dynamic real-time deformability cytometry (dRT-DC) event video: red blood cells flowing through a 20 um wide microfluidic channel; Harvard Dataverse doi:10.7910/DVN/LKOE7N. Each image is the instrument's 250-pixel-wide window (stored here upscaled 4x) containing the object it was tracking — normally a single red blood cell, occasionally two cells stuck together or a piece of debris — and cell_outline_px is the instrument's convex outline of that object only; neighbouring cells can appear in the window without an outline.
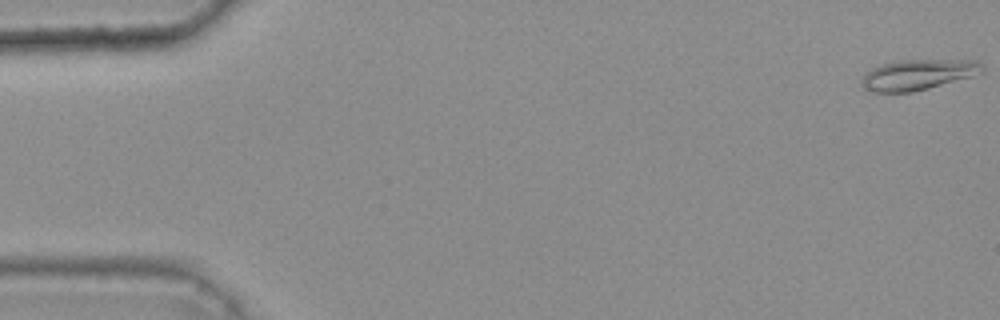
{"species": "common noctule bat (a hibernating species)", "species_latin": "Nyctalus noctula", "temperature_condition": "warm", "stored_images_in_passage": 49, "camera_frame_rate_fps": 3000, "um_per_image_px": 0.085, "animal": {"sex": "female", "body_mass_g": 25.1}, "frame": {"image": 1, "passage_image": 1, "time_ms": 0.0, "image_size_px": [1000, 320], "cell_outline_px": [[984, 72], [972, 76], [928, 88], [912, 92], [872, 92], [860, 84], [860, 80], [864, 72], [880, 64], [900, 60], [976, 60], [984, 68]], "centroid_in_image_um": [77.98, 6.34], "position_along_channel_um": 7.0, "area_um2": 21.44}}
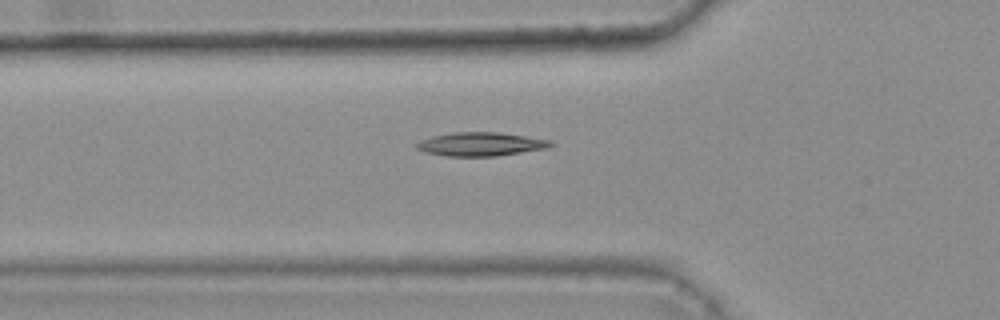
{"frame": {"image": 2, "passage_image": 19, "time_ms": 6.0, "image_size_px": [1000, 320], "cell_outline_px": [[556, 144], [548, 148], [496, 156], [448, 156], [424, 152], [416, 148], [416, 144], [420, 140], [432, 136], [452, 132], [496, 132], [552, 140]], "centroid_in_image_um": [40.87, 12.25], "position_along_channel_um": 84.9, "area_um2": 18.5}}
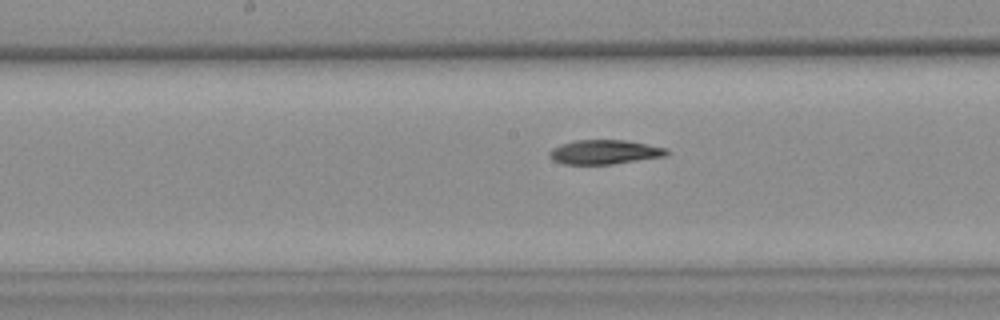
{"frame": {"image": 3, "passage_image": 28, "time_ms": 9.0, "image_size_px": [1000, 320], "cell_outline_px": [[668, 152], [664, 156], [612, 164], [564, 164], [552, 160], [548, 156], [548, 152], [552, 148], [560, 144], [576, 140], [624, 140], [668, 148]], "centroid_in_image_um": [51.33, 12.92], "position_along_channel_um": 196.9, "area_um2": 16.53}, "authors_computed_cell_mechanics": {"area_um2": 17.5712, "velocity_mm_per_s": 3.7175, "shape_relaxation_time_tau1_ms": 7.0135, "shape_relaxation_time_tau2_ms": null, "deformation_change_tau1": 0.2186, "deformation_change_tau2": null}}